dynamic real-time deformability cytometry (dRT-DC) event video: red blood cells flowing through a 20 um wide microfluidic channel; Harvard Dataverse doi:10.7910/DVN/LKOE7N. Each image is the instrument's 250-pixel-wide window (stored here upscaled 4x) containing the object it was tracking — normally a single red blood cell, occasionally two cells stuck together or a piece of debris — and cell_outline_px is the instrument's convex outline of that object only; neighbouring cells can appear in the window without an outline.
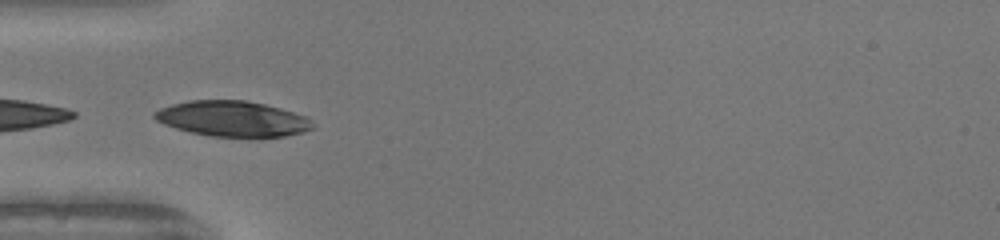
{"species": "human", "species_latin": "Homo sapiens", "temperature_condition": "warm", "stored_images_in_passage": 31, "camera_frame_rate_fps": 3000, "um_per_image_px": 0.085, "donor": {"sex": "female"}, "frame": {"image": 1, "passage_image": 4, "time_ms": 1.0, "image_size_px": [1000, 240], "cell_outline_px": [[312, 128], [304, 132], [284, 136], [212, 136], [192, 132], [176, 128], [164, 124], [156, 120], [152, 116], [152, 112], [160, 108], [172, 104], [188, 100], [244, 100], [264, 104], [280, 108], [304, 116], [312, 120]], "centroid_in_image_um": [19.72, 10.08], "position_along_channel_um": 65.3, "area_um2": 32.37}}
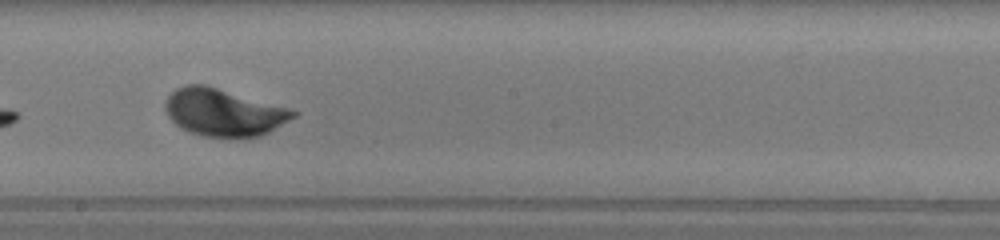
{"frame": {"image": 2, "passage_image": 16, "time_ms": 5.0, "image_size_px": [1000, 240], "cell_outline_px": [[300, 112], [296, 116], [268, 132], [260, 136], [204, 136], [188, 132], [180, 128], [168, 116], [164, 108], [164, 100], [176, 88], [184, 84], [208, 84], [288, 108]], "centroid_in_image_um": [18.96, 9.52], "position_along_channel_um": 229.2, "area_um2": 35.26}}
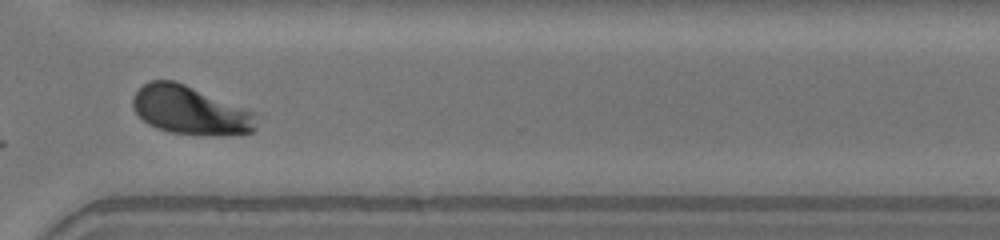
{"frame": {"image": 3, "passage_image": 25, "time_ms": 8.0, "image_size_px": [1000, 240], "cell_outline_px": [[256, 128], [252, 132], [224, 136], [208, 136], [172, 132], [156, 128], [148, 124], [132, 108], [132, 96], [144, 84], [152, 80], [172, 80], [184, 84], [256, 112]], "centroid_in_image_um": [16.19, 9.39], "position_along_channel_um": 354.4, "area_um2": 34.97}, "authors_computed_cell_mechanics": {"area_um2": 34.4488, "velocity_mm_per_s": 4.1378, "shape_relaxation_time_tau1_ms": 1.5258, "shape_relaxation_time_tau2_ms": null, "deformation_change_tau1": 0.1352, "deformation_change_tau2": null}}